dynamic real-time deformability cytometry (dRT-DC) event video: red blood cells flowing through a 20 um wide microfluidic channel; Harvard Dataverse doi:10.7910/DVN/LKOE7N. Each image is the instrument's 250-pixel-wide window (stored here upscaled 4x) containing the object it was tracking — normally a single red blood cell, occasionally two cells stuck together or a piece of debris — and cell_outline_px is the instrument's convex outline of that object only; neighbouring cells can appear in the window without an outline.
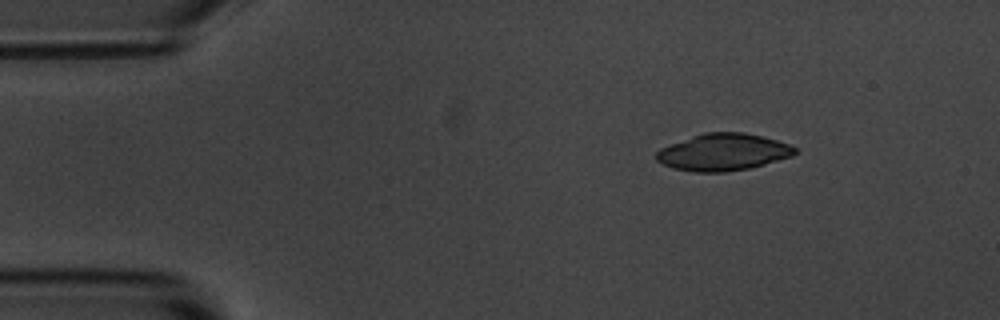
{"species": "common noctule bat (a hibernating species)", "species_latin": "Nyctalus noctula", "temperature_condition": "room temperature", "stored_images_in_passage": 3, "camera_frame_rate_fps": 3000, "um_per_image_px": 0.085, "animal": {"sex": "male", "body_mass_g": 20.1, "forearm_length_mm": 53.5}, "frame": {"image": 1, "passage_image": 1, "time_ms": 0.0, "image_size_px": [1000, 320], "cell_outline_px": [[796, 152], [792, 156], [764, 164], [748, 168], [724, 172], [696, 172], [672, 168], [656, 160], [656, 152], [660, 148], [692, 136], [704, 132], [744, 132], [776, 140], [788, 144], [796, 148]], "centroid_in_image_um": [61.44, 12.93], "position_along_channel_um": 23.6, "area_um2": 29.59}}